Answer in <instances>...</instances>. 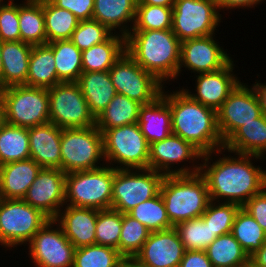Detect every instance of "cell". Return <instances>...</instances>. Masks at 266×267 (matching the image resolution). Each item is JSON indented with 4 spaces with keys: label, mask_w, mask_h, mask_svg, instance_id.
Segmentation results:
<instances>
[{
    "label": "cell",
    "mask_w": 266,
    "mask_h": 267,
    "mask_svg": "<svg viewBox=\"0 0 266 267\" xmlns=\"http://www.w3.org/2000/svg\"><path fill=\"white\" fill-rule=\"evenodd\" d=\"M227 152L229 156H225ZM223 153L224 148L203 154L199 173L207 183L210 201L233 202L242 207L266 187V170L252 162L266 159V156ZM214 154H222V157L213 162Z\"/></svg>",
    "instance_id": "cell-1"
},
{
    "label": "cell",
    "mask_w": 266,
    "mask_h": 267,
    "mask_svg": "<svg viewBox=\"0 0 266 267\" xmlns=\"http://www.w3.org/2000/svg\"><path fill=\"white\" fill-rule=\"evenodd\" d=\"M172 92L165 90L172 133L192 143L203 154L222 149L224 142L218 129L217 111L192 100L182 89Z\"/></svg>",
    "instance_id": "cell-2"
},
{
    "label": "cell",
    "mask_w": 266,
    "mask_h": 267,
    "mask_svg": "<svg viewBox=\"0 0 266 267\" xmlns=\"http://www.w3.org/2000/svg\"><path fill=\"white\" fill-rule=\"evenodd\" d=\"M125 51L162 84L177 80L181 41L167 30H131L125 37Z\"/></svg>",
    "instance_id": "cell-3"
},
{
    "label": "cell",
    "mask_w": 266,
    "mask_h": 267,
    "mask_svg": "<svg viewBox=\"0 0 266 267\" xmlns=\"http://www.w3.org/2000/svg\"><path fill=\"white\" fill-rule=\"evenodd\" d=\"M160 194L173 226L201 217L210 202L207 183L200 173L165 175Z\"/></svg>",
    "instance_id": "cell-4"
},
{
    "label": "cell",
    "mask_w": 266,
    "mask_h": 267,
    "mask_svg": "<svg viewBox=\"0 0 266 267\" xmlns=\"http://www.w3.org/2000/svg\"><path fill=\"white\" fill-rule=\"evenodd\" d=\"M115 168L105 164L92 170L66 173L65 205L111 209Z\"/></svg>",
    "instance_id": "cell-5"
},
{
    "label": "cell",
    "mask_w": 266,
    "mask_h": 267,
    "mask_svg": "<svg viewBox=\"0 0 266 267\" xmlns=\"http://www.w3.org/2000/svg\"><path fill=\"white\" fill-rule=\"evenodd\" d=\"M102 137L105 164L115 169L149 168V144L138 123L104 130Z\"/></svg>",
    "instance_id": "cell-6"
},
{
    "label": "cell",
    "mask_w": 266,
    "mask_h": 267,
    "mask_svg": "<svg viewBox=\"0 0 266 267\" xmlns=\"http://www.w3.org/2000/svg\"><path fill=\"white\" fill-rule=\"evenodd\" d=\"M104 161L103 137L96 126L62 129V171L92 170L104 166Z\"/></svg>",
    "instance_id": "cell-7"
},
{
    "label": "cell",
    "mask_w": 266,
    "mask_h": 267,
    "mask_svg": "<svg viewBox=\"0 0 266 267\" xmlns=\"http://www.w3.org/2000/svg\"><path fill=\"white\" fill-rule=\"evenodd\" d=\"M0 90L4 100L5 123L24 128L49 123L48 89L14 85Z\"/></svg>",
    "instance_id": "cell-8"
},
{
    "label": "cell",
    "mask_w": 266,
    "mask_h": 267,
    "mask_svg": "<svg viewBox=\"0 0 266 267\" xmlns=\"http://www.w3.org/2000/svg\"><path fill=\"white\" fill-rule=\"evenodd\" d=\"M50 218L23 199L0 198V244L6 249L26 245ZM24 243V244H23Z\"/></svg>",
    "instance_id": "cell-9"
},
{
    "label": "cell",
    "mask_w": 266,
    "mask_h": 267,
    "mask_svg": "<svg viewBox=\"0 0 266 267\" xmlns=\"http://www.w3.org/2000/svg\"><path fill=\"white\" fill-rule=\"evenodd\" d=\"M164 174L150 168L115 169L111 209L128 213L160 192Z\"/></svg>",
    "instance_id": "cell-10"
},
{
    "label": "cell",
    "mask_w": 266,
    "mask_h": 267,
    "mask_svg": "<svg viewBox=\"0 0 266 267\" xmlns=\"http://www.w3.org/2000/svg\"><path fill=\"white\" fill-rule=\"evenodd\" d=\"M221 15L216 0H175L171 29L181 42L216 35Z\"/></svg>",
    "instance_id": "cell-11"
},
{
    "label": "cell",
    "mask_w": 266,
    "mask_h": 267,
    "mask_svg": "<svg viewBox=\"0 0 266 267\" xmlns=\"http://www.w3.org/2000/svg\"><path fill=\"white\" fill-rule=\"evenodd\" d=\"M49 123L59 128L95 126L96 118L77 82H60L48 89Z\"/></svg>",
    "instance_id": "cell-12"
},
{
    "label": "cell",
    "mask_w": 266,
    "mask_h": 267,
    "mask_svg": "<svg viewBox=\"0 0 266 267\" xmlns=\"http://www.w3.org/2000/svg\"><path fill=\"white\" fill-rule=\"evenodd\" d=\"M109 76L118 94L125 95L141 105L154 102L166 87L126 51L109 69Z\"/></svg>",
    "instance_id": "cell-13"
},
{
    "label": "cell",
    "mask_w": 266,
    "mask_h": 267,
    "mask_svg": "<svg viewBox=\"0 0 266 267\" xmlns=\"http://www.w3.org/2000/svg\"><path fill=\"white\" fill-rule=\"evenodd\" d=\"M202 156L203 153L192 143L173 133L163 140L149 144V168L164 175L199 173L201 165L199 160ZM181 162L182 164L192 162V164L189 167L186 165L179 167L178 164Z\"/></svg>",
    "instance_id": "cell-14"
},
{
    "label": "cell",
    "mask_w": 266,
    "mask_h": 267,
    "mask_svg": "<svg viewBox=\"0 0 266 267\" xmlns=\"http://www.w3.org/2000/svg\"><path fill=\"white\" fill-rule=\"evenodd\" d=\"M263 113L253 85L239 82L217 110L219 133L225 142L239 127L254 121Z\"/></svg>",
    "instance_id": "cell-15"
},
{
    "label": "cell",
    "mask_w": 266,
    "mask_h": 267,
    "mask_svg": "<svg viewBox=\"0 0 266 267\" xmlns=\"http://www.w3.org/2000/svg\"><path fill=\"white\" fill-rule=\"evenodd\" d=\"M28 245V258L36 267H73L75 247L54 219L40 228Z\"/></svg>",
    "instance_id": "cell-16"
},
{
    "label": "cell",
    "mask_w": 266,
    "mask_h": 267,
    "mask_svg": "<svg viewBox=\"0 0 266 267\" xmlns=\"http://www.w3.org/2000/svg\"><path fill=\"white\" fill-rule=\"evenodd\" d=\"M215 37V38H214ZM232 60L224 50L216 36L187 39L181 42V59L178 69V77L182 68L188 69L191 73L214 72L224 68Z\"/></svg>",
    "instance_id": "cell-17"
},
{
    "label": "cell",
    "mask_w": 266,
    "mask_h": 267,
    "mask_svg": "<svg viewBox=\"0 0 266 267\" xmlns=\"http://www.w3.org/2000/svg\"><path fill=\"white\" fill-rule=\"evenodd\" d=\"M65 177L61 169L41 168L23 200L54 219L65 205Z\"/></svg>",
    "instance_id": "cell-18"
},
{
    "label": "cell",
    "mask_w": 266,
    "mask_h": 267,
    "mask_svg": "<svg viewBox=\"0 0 266 267\" xmlns=\"http://www.w3.org/2000/svg\"><path fill=\"white\" fill-rule=\"evenodd\" d=\"M234 66L232 59L220 70L197 74L195 76L196 86L194 90L196 93H192L189 89H184L183 87L182 90L192 100L217 111L228 98L229 93L241 81L237 74L233 73Z\"/></svg>",
    "instance_id": "cell-19"
},
{
    "label": "cell",
    "mask_w": 266,
    "mask_h": 267,
    "mask_svg": "<svg viewBox=\"0 0 266 267\" xmlns=\"http://www.w3.org/2000/svg\"><path fill=\"white\" fill-rule=\"evenodd\" d=\"M185 251L173 227L150 232L148 239L134 258L149 267H178Z\"/></svg>",
    "instance_id": "cell-20"
},
{
    "label": "cell",
    "mask_w": 266,
    "mask_h": 267,
    "mask_svg": "<svg viewBox=\"0 0 266 267\" xmlns=\"http://www.w3.org/2000/svg\"><path fill=\"white\" fill-rule=\"evenodd\" d=\"M65 208V209H64ZM98 209L64 205L54 221L75 248L96 244Z\"/></svg>",
    "instance_id": "cell-21"
},
{
    "label": "cell",
    "mask_w": 266,
    "mask_h": 267,
    "mask_svg": "<svg viewBox=\"0 0 266 267\" xmlns=\"http://www.w3.org/2000/svg\"><path fill=\"white\" fill-rule=\"evenodd\" d=\"M61 133L53 123L28 128L30 158L41 168L61 169Z\"/></svg>",
    "instance_id": "cell-22"
},
{
    "label": "cell",
    "mask_w": 266,
    "mask_h": 267,
    "mask_svg": "<svg viewBox=\"0 0 266 267\" xmlns=\"http://www.w3.org/2000/svg\"><path fill=\"white\" fill-rule=\"evenodd\" d=\"M41 167L28 158L0 166V198L23 199Z\"/></svg>",
    "instance_id": "cell-23"
},
{
    "label": "cell",
    "mask_w": 266,
    "mask_h": 267,
    "mask_svg": "<svg viewBox=\"0 0 266 267\" xmlns=\"http://www.w3.org/2000/svg\"><path fill=\"white\" fill-rule=\"evenodd\" d=\"M137 3L138 0H94L92 19L126 37L134 26Z\"/></svg>",
    "instance_id": "cell-24"
},
{
    "label": "cell",
    "mask_w": 266,
    "mask_h": 267,
    "mask_svg": "<svg viewBox=\"0 0 266 267\" xmlns=\"http://www.w3.org/2000/svg\"><path fill=\"white\" fill-rule=\"evenodd\" d=\"M138 125L148 144L165 139L172 133L171 111L165 101V89L154 102L141 105Z\"/></svg>",
    "instance_id": "cell-25"
},
{
    "label": "cell",
    "mask_w": 266,
    "mask_h": 267,
    "mask_svg": "<svg viewBox=\"0 0 266 267\" xmlns=\"http://www.w3.org/2000/svg\"><path fill=\"white\" fill-rule=\"evenodd\" d=\"M226 151L237 154L266 155V115L239 127L225 142Z\"/></svg>",
    "instance_id": "cell-26"
},
{
    "label": "cell",
    "mask_w": 266,
    "mask_h": 267,
    "mask_svg": "<svg viewBox=\"0 0 266 267\" xmlns=\"http://www.w3.org/2000/svg\"><path fill=\"white\" fill-rule=\"evenodd\" d=\"M32 46L21 40L3 42L1 51L3 66L2 89L26 83Z\"/></svg>",
    "instance_id": "cell-27"
},
{
    "label": "cell",
    "mask_w": 266,
    "mask_h": 267,
    "mask_svg": "<svg viewBox=\"0 0 266 267\" xmlns=\"http://www.w3.org/2000/svg\"><path fill=\"white\" fill-rule=\"evenodd\" d=\"M77 83L95 118L99 116L117 94L111 82L109 71L82 72Z\"/></svg>",
    "instance_id": "cell-28"
},
{
    "label": "cell",
    "mask_w": 266,
    "mask_h": 267,
    "mask_svg": "<svg viewBox=\"0 0 266 267\" xmlns=\"http://www.w3.org/2000/svg\"><path fill=\"white\" fill-rule=\"evenodd\" d=\"M125 52V36L113 33L101 44L82 51L83 72L109 71Z\"/></svg>",
    "instance_id": "cell-29"
},
{
    "label": "cell",
    "mask_w": 266,
    "mask_h": 267,
    "mask_svg": "<svg viewBox=\"0 0 266 267\" xmlns=\"http://www.w3.org/2000/svg\"><path fill=\"white\" fill-rule=\"evenodd\" d=\"M60 82L56 73L53 50L47 44L32 46L24 85L49 89Z\"/></svg>",
    "instance_id": "cell-30"
},
{
    "label": "cell",
    "mask_w": 266,
    "mask_h": 267,
    "mask_svg": "<svg viewBox=\"0 0 266 267\" xmlns=\"http://www.w3.org/2000/svg\"><path fill=\"white\" fill-rule=\"evenodd\" d=\"M21 41L31 45L47 44L43 0H24L19 3Z\"/></svg>",
    "instance_id": "cell-31"
},
{
    "label": "cell",
    "mask_w": 266,
    "mask_h": 267,
    "mask_svg": "<svg viewBox=\"0 0 266 267\" xmlns=\"http://www.w3.org/2000/svg\"><path fill=\"white\" fill-rule=\"evenodd\" d=\"M140 106L137 101L117 93L96 118L95 126L102 133L107 129L138 123Z\"/></svg>",
    "instance_id": "cell-32"
},
{
    "label": "cell",
    "mask_w": 266,
    "mask_h": 267,
    "mask_svg": "<svg viewBox=\"0 0 266 267\" xmlns=\"http://www.w3.org/2000/svg\"><path fill=\"white\" fill-rule=\"evenodd\" d=\"M47 45L53 50L57 77L61 82H77L82 70V51L71 40H56Z\"/></svg>",
    "instance_id": "cell-33"
},
{
    "label": "cell",
    "mask_w": 266,
    "mask_h": 267,
    "mask_svg": "<svg viewBox=\"0 0 266 267\" xmlns=\"http://www.w3.org/2000/svg\"><path fill=\"white\" fill-rule=\"evenodd\" d=\"M30 158L28 128L4 123L0 127V166Z\"/></svg>",
    "instance_id": "cell-34"
},
{
    "label": "cell",
    "mask_w": 266,
    "mask_h": 267,
    "mask_svg": "<svg viewBox=\"0 0 266 267\" xmlns=\"http://www.w3.org/2000/svg\"><path fill=\"white\" fill-rule=\"evenodd\" d=\"M205 251L213 267H237L249 261V255L231 233L218 236Z\"/></svg>",
    "instance_id": "cell-35"
},
{
    "label": "cell",
    "mask_w": 266,
    "mask_h": 267,
    "mask_svg": "<svg viewBox=\"0 0 266 267\" xmlns=\"http://www.w3.org/2000/svg\"><path fill=\"white\" fill-rule=\"evenodd\" d=\"M43 13L47 43L71 39L80 21L72 12L55 6L50 0H43Z\"/></svg>",
    "instance_id": "cell-36"
},
{
    "label": "cell",
    "mask_w": 266,
    "mask_h": 267,
    "mask_svg": "<svg viewBox=\"0 0 266 267\" xmlns=\"http://www.w3.org/2000/svg\"><path fill=\"white\" fill-rule=\"evenodd\" d=\"M231 234L249 256L266 241V232L242 207L235 215Z\"/></svg>",
    "instance_id": "cell-37"
},
{
    "label": "cell",
    "mask_w": 266,
    "mask_h": 267,
    "mask_svg": "<svg viewBox=\"0 0 266 267\" xmlns=\"http://www.w3.org/2000/svg\"><path fill=\"white\" fill-rule=\"evenodd\" d=\"M128 214L146 226L150 232L173 228L160 192L131 209Z\"/></svg>",
    "instance_id": "cell-38"
},
{
    "label": "cell",
    "mask_w": 266,
    "mask_h": 267,
    "mask_svg": "<svg viewBox=\"0 0 266 267\" xmlns=\"http://www.w3.org/2000/svg\"><path fill=\"white\" fill-rule=\"evenodd\" d=\"M185 250L205 251L218 236L202 217L182 221L174 226Z\"/></svg>",
    "instance_id": "cell-39"
},
{
    "label": "cell",
    "mask_w": 266,
    "mask_h": 267,
    "mask_svg": "<svg viewBox=\"0 0 266 267\" xmlns=\"http://www.w3.org/2000/svg\"><path fill=\"white\" fill-rule=\"evenodd\" d=\"M123 258L117 249L93 244L75 248L73 267H121Z\"/></svg>",
    "instance_id": "cell-40"
},
{
    "label": "cell",
    "mask_w": 266,
    "mask_h": 267,
    "mask_svg": "<svg viewBox=\"0 0 266 267\" xmlns=\"http://www.w3.org/2000/svg\"><path fill=\"white\" fill-rule=\"evenodd\" d=\"M150 231L145 225L128 213L122 214V228L119 239V253L125 257H135L148 239Z\"/></svg>",
    "instance_id": "cell-41"
},
{
    "label": "cell",
    "mask_w": 266,
    "mask_h": 267,
    "mask_svg": "<svg viewBox=\"0 0 266 267\" xmlns=\"http://www.w3.org/2000/svg\"><path fill=\"white\" fill-rule=\"evenodd\" d=\"M122 228V213L113 209L99 210L96 220V244L119 251Z\"/></svg>",
    "instance_id": "cell-42"
},
{
    "label": "cell",
    "mask_w": 266,
    "mask_h": 267,
    "mask_svg": "<svg viewBox=\"0 0 266 267\" xmlns=\"http://www.w3.org/2000/svg\"><path fill=\"white\" fill-rule=\"evenodd\" d=\"M173 7L137 5L132 30H167L172 28Z\"/></svg>",
    "instance_id": "cell-43"
},
{
    "label": "cell",
    "mask_w": 266,
    "mask_h": 267,
    "mask_svg": "<svg viewBox=\"0 0 266 267\" xmlns=\"http://www.w3.org/2000/svg\"><path fill=\"white\" fill-rule=\"evenodd\" d=\"M216 203L210 201L201 217L217 236L231 233L235 215L241 206L233 202Z\"/></svg>",
    "instance_id": "cell-44"
},
{
    "label": "cell",
    "mask_w": 266,
    "mask_h": 267,
    "mask_svg": "<svg viewBox=\"0 0 266 267\" xmlns=\"http://www.w3.org/2000/svg\"><path fill=\"white\" fill-rule=\"evenodd\" d=\"M113 32L94 19L80 20L71 36L72 43L81 51L106 41Z\"/></svg>",
    "instance_id": "cell-45"
},
{
    "label": "cell",
    "mask_w": 266,
    "mask_h": 267,
    "mask_svg": "<svg viewBox=\"0 0 266 267\" xmlns=\"http://www.w3.org/2000/svg\"><path fill=\"white\" fill-rule=\"evenodd\" d=\"M0 39L3 42L20 41L19 4H0Z\"/></svg>",
    "instance_id": "cell-46"
},
{
    "label": "cell",
    "mask_w": 266,
    "mask_h": 267,
    "mask_svg": "<svg viewBox=\"0 0 266 267\" xmlns=\"http://www.w3.org/2000/svg\"><path fill=\"white\" fill-rule=\"evenodd\" d=\"M55 6L67 9L79 20H90L93 16L94 0H50Z\"/></svg>",
    "instance_id": "cell-47"
},
{
    "label": "cell",
    "mask_w": 266,
    "mask_h": 267,
    "mask_svg": "<svg viewBox=\"0 0 266 267\" xmlns=\"http://www.w3.org/2000/svg\"><path fill=\"white\" fill-rule=\"evenodd\" d=\"M242 208L248 212L266 232V187L250 198Z\"/></svg>",
    "instance_id": "cell-48"
},
{
    "label": "cell",
    "mask_w": 266,
    "mask_h": 267,
    "mask_svg": "<svg viewBox=\"0 0 266 267\" xmlns=\"http://www.w3.org/2000/svg\"><path fill=\"white\" fill-rule=\"evenodd\" d=\"M178 267H213L206 251L186 250Z\"/></svg>",
    "instance_id": "cell-49"
},
{
    "label": "cell",
    "mask_w": 266,
    "mask_h": 267,
    "mask_svg": "<svg viewBox=\"0 0 266 267\" xmlns=\"http://www.w3.org/2000/svg\"><path fill=\"white\" fill-rule=\"evenodd\" d=\"M264 1L265 0H216L219 12L221 11V9L224 12L225 8L227 11L229 9L236 10L237 8H254L255 6L257 7V5L261 4Z\"/></svg>",
    "instance_id": "cell-50"
},
{
    "label": "cell",
    "mask_w": 266,
    "mask_h": 267,
    "mask_svg": "<svg viewBox=\"0 0 266 267\" xmlns=\"http://www.w3.org/2000/svg\"><path fill=\"white\" fill-rule=\"evenodd\" d=\"M249 261L254 267H266V241L260 249L249 256Z\"/></svg>",
    "instance_id": "cell-51"
},
{
    "label": "cell",
    "mask_w": 266,
    "mask_h": 267,
    "mask_svg": "<svg viewBox=\"0 0 266 267\" xmlns=\"http://www.w3.org/2000/svg\"><path fill=\"white\" fill-rule=\"evenodd\" d=\"M253 86L259 96L263 113L266 115V83L263 84L262 82L260 83V80H256Z\"/></svg>",
    "instance_id": "cell-52"
},
{
    "label": "cell",
    "mask_w": 266,
    "mask_h": 267,
    "mask_svg": "<svg viewBox=\"0 0 266 267\" xmlns=\"http://www.w3.org/2000/svg\"><path fill=\"white\" fill-rule=\"evenodd\" d=\"M175 0H138L137 5L173 7Z\"/></svg>",
    "instance_id": "cell-53"
},
{
    "label": "cell",
    "mask_w": 266,
    "mask_h": 267,
    "mask_svg": "<svg viewBox=\"0 0 266 267\" xmlns=\"http://www.w3.org/2000/svg\"><path fill=\"white\" fill-rule=\"evenodd\" d=\"M121 267H149L140 263L134 257H125L123 258Z\"/></svg>",
    "instance_id": "cell-54"
},
{
    "label": "cell",
    "mask_w": 266,
    "mask_h": 267,
    "mask_svg": "<svg viewBox=\"0 0 266 267\" xmlns=\"http://www.w3.org/2000/svg\"><path fill=\"white\" fill-rule=\"evenodd\" d=\"M5 123L4 100L0 90V127Z\"/></svg>",
    "instance_id": "cell-55"
},
{
    "label": "cell",
    "mask_w": 266,
    "mask_h": 267,
    "mask_svg": "<svg viewBox=\"0 0 266 267\" xmlns=\"http://www.w3.org/2000/svg\"><path fill=\"white\" fill-rule=\"evenodd\" d=\"M2 47H3V41L0 39V89H2V71H3V66H2Z\"/></svg>",
    "instance_id": "cell-56"
},
{
    "label": "cell",
    "mask_w": 266,
    "mask_h": 267,
    "mask_svg": "<svg viewBox=\"0 0 266 267\" xmlns=\"http://www.w3.org/2000/svg\"><path fill=\"white\" fill-rule=\"evenodd\" d=\"M237 267H254V266L252 265V263L250 261H248L247 263L240 265V266H237Z\"/></svg>",
    "instance_id": "cell-57"
},
{
    "label": "cell",
    "mask_w": 266,
    "mask_h": 267,
    "mask_svg": "<svg viewBox=\"0 0 266 267\" xmlns=\"http://www.w3.org/2000/svg\"><path fill=\"white\" fill-rule=\"evenodd\" d=\"M12 2H14V0H9L8 2H7V0L5 1V0H0V4H2V3H12Z\"/></svg>",
    "instance_id": "cell-58"
}]
</instances>
